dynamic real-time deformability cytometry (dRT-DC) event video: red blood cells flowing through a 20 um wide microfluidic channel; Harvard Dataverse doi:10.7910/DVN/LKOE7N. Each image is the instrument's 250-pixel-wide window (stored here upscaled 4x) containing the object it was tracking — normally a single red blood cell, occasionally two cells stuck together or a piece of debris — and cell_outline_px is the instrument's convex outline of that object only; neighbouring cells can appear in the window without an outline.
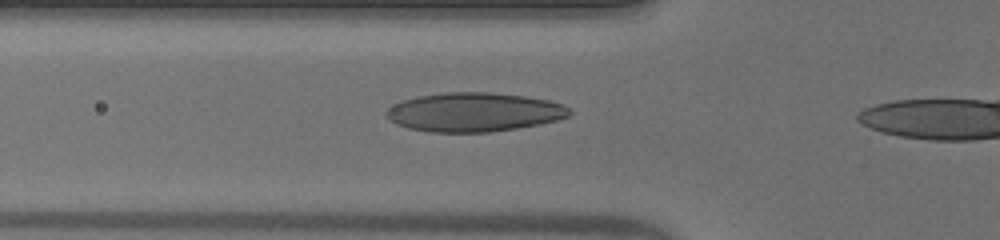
{"species": "human", "species_latin": "Homo sapiens", "temperature_condition": "warm", "stored_images_in_passage": 33, "camera_frame_rate_fps": 3000, "um_per_image_px": 0.085, "donor": {"sex": "male"}, "frame": {"image": 1, "passage_image": 9, "time_ms": 2.667, "image_size_px": [1000, 240], "cell_outline_px": [[572, 112], [568, 116], [556, 120], [540, 124], [516, 128], [488, 132], [428, 132], [408, 128], [396, 124], [384, 112], [388, 108], [400, 100], [420, 96], [444, 92], [488, 92], [524, 96], [548, 100], [564, 104]], "centroid_in_image_um": [40.28, 9.53], "position_along_channel_um": 85.5, "area_um2": 41.56}}
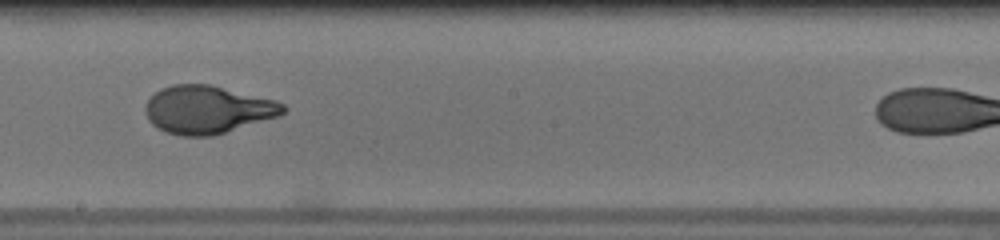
{"frame": {"image": 2, "passage_image": 20, "time_ms": 6.333, "image_size_px": [1000, 240], "cell_outline_px": [[288, 108], [284, 112], [276, 116], [212, 136], [180, 136], [168, 132], [152, 124], [148, 120], [144, 112], [144, 108], [148, 100], [160, 88], [172, 84], [212, 84], [276, 100], [284, 104]], "centroid_in_image_um": [17.62, 9.3], "position_along_channel_um": 230.6, "area_um2": 38.38}}
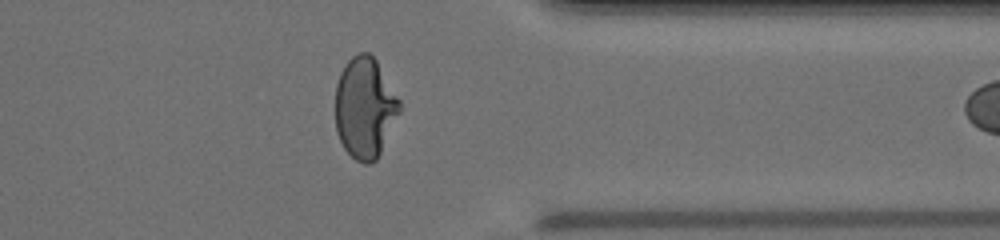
{"frame": {"image": 3, "passage_image": 32, "time_ms": 10.333, "image_size_px": [1000, 240], "cell_outline_px": [[400, 112], [376, 160], [368, 164], [364, 164], [356, 160], [344, 148], [336, 132], [336, 84], [340, 72], [344, 64], [352, 56], [360, 52], [368, 52], [376, 60], [400, 100]], "centroid_in_image_um": [31.0, 9.15], "position_along_channel_um": 380.4, "area_um2": 37.57}}